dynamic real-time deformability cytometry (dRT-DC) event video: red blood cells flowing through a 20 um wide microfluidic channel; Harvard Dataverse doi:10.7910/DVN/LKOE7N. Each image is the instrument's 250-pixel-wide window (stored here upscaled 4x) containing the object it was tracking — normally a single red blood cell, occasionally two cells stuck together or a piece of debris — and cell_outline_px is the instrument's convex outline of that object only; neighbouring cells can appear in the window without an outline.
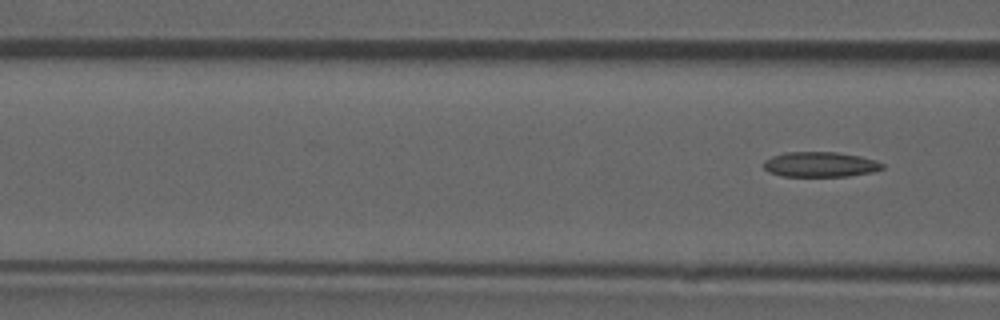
{"species": "common noctule bat (a hibernating species)", "species_latin": "Nyctalus noctula", "temperature_condition": "room temperature", "stored_images_in_passage": 7, "camera_frame_rate_fps": 3000, "um_per_image_px": 0.085, "animal": {"sex": "male", "forearm_length_mm": 52.5}, "frame": {"image": 1, "passage_image": 7, "time_ms": 2.0, "image_size_px": [1000, 320], "cell_outline_px": [[884, 168], [872, 172], [848, 176], [784, 176], [768, 172], [764, 168], [764, 160], [772, 156], [784, 152], [836, 152], [860, 156], [876, 160], [884, 164]], "centroid_in_image_um": [69.72, 13.97], "position_along_channel_um": 96.9, "area_um2": 17.4}}